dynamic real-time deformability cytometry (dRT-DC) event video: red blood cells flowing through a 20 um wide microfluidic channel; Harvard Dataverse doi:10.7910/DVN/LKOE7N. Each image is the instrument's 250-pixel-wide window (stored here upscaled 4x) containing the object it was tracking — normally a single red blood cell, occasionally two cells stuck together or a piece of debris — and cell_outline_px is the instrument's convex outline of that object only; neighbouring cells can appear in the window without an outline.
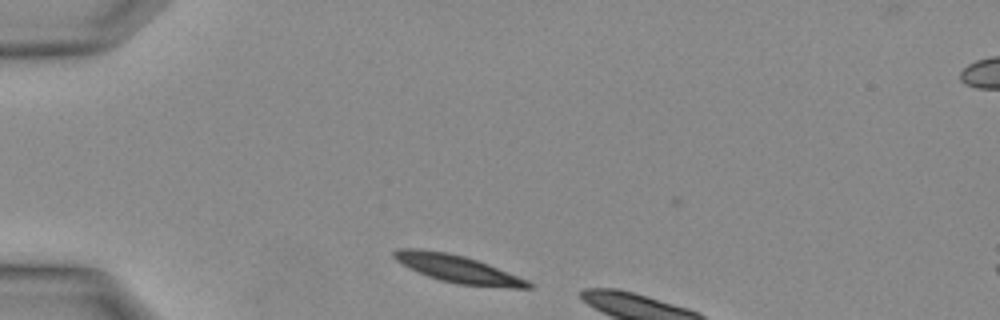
{"species": "Egyptian fruit bat (a non-hibernating species)", "species_latin": "Rousettus aegyptiacus", "temperature_condition": "warm", "stored_images_in_passage": 6, "camera_frame_rate_fps": 3000, "um_per_image_px": 0.085, "animal": {"sex": "female"}, "frame": {"image": 1, "passage_image": 1, "time_ms": 0.0, "image_size_px": [1000, 320], "cell_outline_px": [[536, 288], [512, 288], [456, 284], [440, 280], [428, 276], [408, 268], [396, 260], [392, 256], [392, 252], [400, 248], [416, 248], [448, 252], [464, 256], [488, 264], [528, 280], [536, 284]], "centroid_in_image_um": [38.94, 22.86], "position_along_channel_um": 46.1, "area_um2": 21.73}}
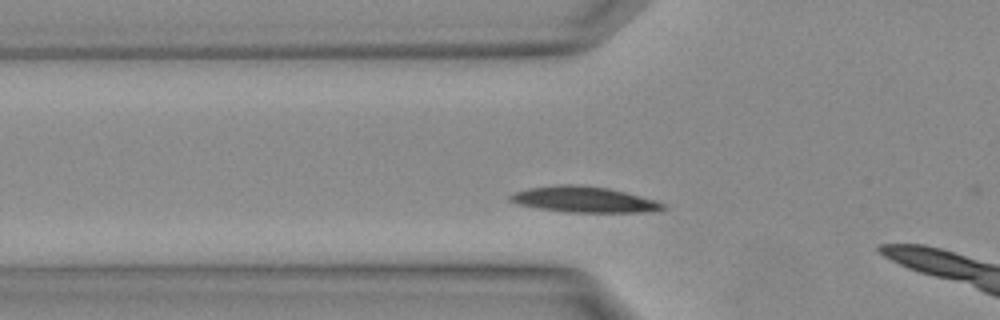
{"frame": {"image": 2, "passage_image": 4, "time_ms": 1.0, "image_size_px": [1000, 320], "cell_outline_px": [[668, 208], [660, 212], [568, 212], [540, 208], [516, 204], [508, 200], [508, 196], [512, 192], [528, 188], [556, 184], [580, 184], [608, 188], [656, 200], [664, 204]], "centroid_in_image_um": [49.64, 16.95], "position_along_channel_um": 76.2, "area_um2": 23.29}}